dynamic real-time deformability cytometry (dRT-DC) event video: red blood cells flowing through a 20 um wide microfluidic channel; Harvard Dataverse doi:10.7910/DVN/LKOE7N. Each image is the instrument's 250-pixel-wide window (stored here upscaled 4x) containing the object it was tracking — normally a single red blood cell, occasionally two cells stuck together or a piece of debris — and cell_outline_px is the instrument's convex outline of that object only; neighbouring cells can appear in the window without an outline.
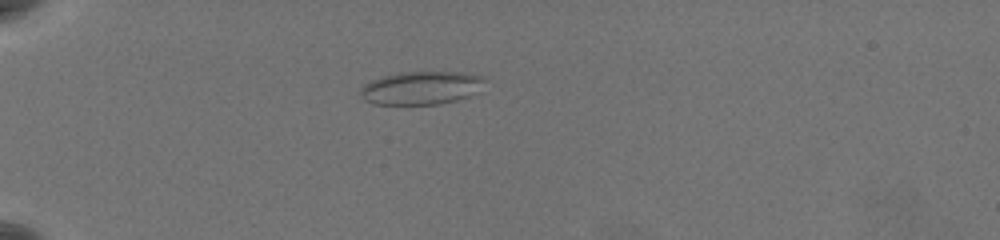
{"species": "common noctule bat (a hibernating species)", "species_latin": "Nyctalus noctula", "temperature_condition": "warm", "stored_images_in_passage": 42, "camera_frame_rate_fps": 3000, "um_per_image_px": 0.085, "animal": {"sex": "female", "body_mass_g": 19.5, "forearm_length_mm": 54.1}, "frame": {"image": 1, "passage_image": 2, "time_ms": 0.333, "image_size_px": [1000, 240], "cell_outline_px": [[484, 80], [468, 96], [456, 100], [440, 104], [372, 104], [364, 100], [360, 96], [360, 88], [364, 84], [372, 80], [384, 76], [400, 72], [464, 72], [484, 76]], "centroid_in_image_um": [35.72, 7.47], "position_along_channel_um": 49.3, "area_um2": 23.76}}
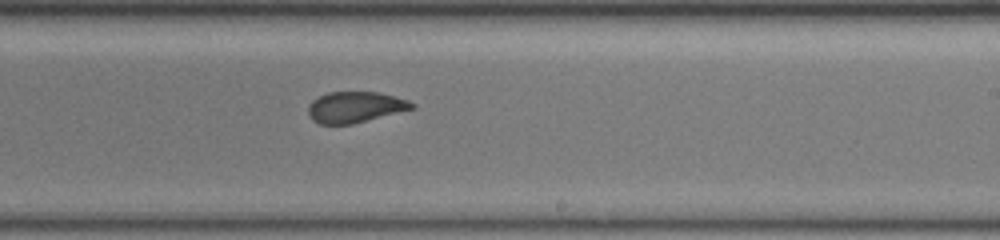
{"frame": {"image": 2, "passage_image": 22, "time_ms": 7.0, "image_size_px": [1000, 240], "cell_outline_px": [[416, 108], [352, 124], [320, 124], [312, 120], [308, 112], [308, 108], [312, 100], [328, 92], [376, 92], [408, 100], [416, 104]], "centroid_in_image_um": [30.19, 9.11], "position_along_channel_um": 258.8, "area_um2": 18.61}}
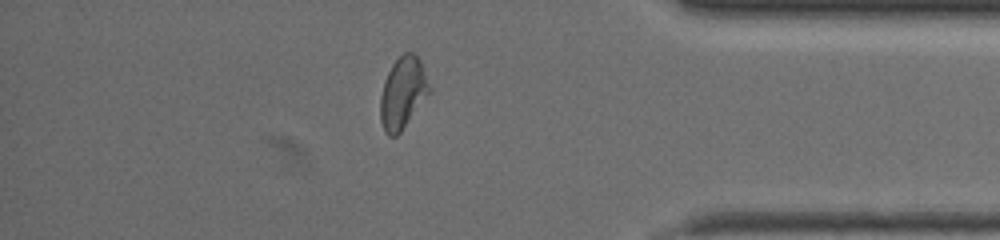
{"frame": {"image": 3, "passage_image": 35, "time_ms": 11.333, "image_size_px": [1000, 240], "cell_outline_px": [[432, 88], [400, 132], [396, 136], [388, 136], [384, 132], [380, 120], [380, 96], [384, 80], [392, 64], [404, 52], [412, 52], [420, 60]], "centroid_in_image_um": [34.22, 7.89], "position_along_channel_um": 401.0, "area_um2": 20.29}, "authors_computed_cell_mechanics": {"area_um2": 19.652, "velocity_mm_per_s": 3.7175, "shape_relaxation_time_tau1_ms": null, "shape_relaxation_time_tau2_ms": 0.9968, "deformation_change_tau1": null, "deformation_change_tau2": 0.0844}}